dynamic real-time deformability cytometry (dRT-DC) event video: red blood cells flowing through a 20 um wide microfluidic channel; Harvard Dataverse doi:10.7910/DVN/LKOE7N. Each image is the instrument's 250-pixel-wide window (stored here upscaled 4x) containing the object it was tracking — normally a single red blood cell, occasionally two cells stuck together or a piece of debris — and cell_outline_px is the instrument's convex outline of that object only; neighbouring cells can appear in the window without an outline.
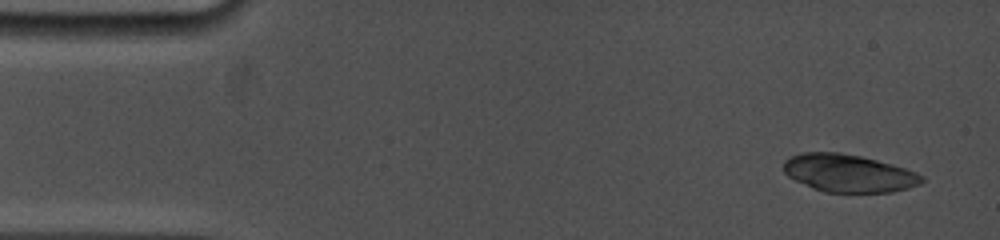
{"species": "common noctule bat (a hibernating species)", "species_latin": "Nyctalus noctula", "temperature_condition": "cold", "stored_images_in_passage": 5, "camera_frame_rate_fps": 5000, "um_per_image_px": 0.085, "animal": {"sex": "female", "body_mass_g": 19.0, "forearm_length_mm": 53.3}, "frame": {"image": 1, "passage_image": 1, "time_ms": 0.0, "image_size_px": [1000, 240], "cell_outline_px": [[924, 180], [920, 184], [908, 188], [892, 192], [824, 192], [812, 188], [788, 176], [784, 172], [784, 160], [800, 152], [840, 152], [860, 156], [892, 164], [916, 172], [924, 176]], "centroid_in_image_um": [72.13, 14.72], "position_along_channel_um": 12.9, "area_um2": 30.35}}
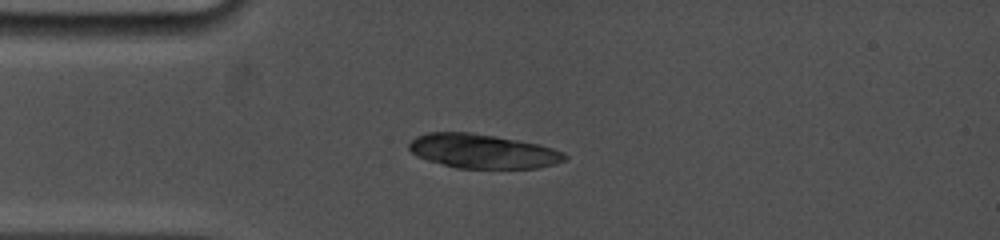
{"frame": {"image": 2, "passage_image": 5, "time_ms": 3.2, "image_size_px": [1000, 240], "cell_outline_px": [[568, 160], [556, 164], [536, 168], [456, 168], [428, 160], [416, 156], [408, 148], [408, 144], [416, 136], [428, 132], [472, 132], [540, 144], [564, 152], [568, 156]], "centroid_in_image_um": [41.05, 12.85], "position_along_channel_um": 43.9, "area_um2": 31.21}}